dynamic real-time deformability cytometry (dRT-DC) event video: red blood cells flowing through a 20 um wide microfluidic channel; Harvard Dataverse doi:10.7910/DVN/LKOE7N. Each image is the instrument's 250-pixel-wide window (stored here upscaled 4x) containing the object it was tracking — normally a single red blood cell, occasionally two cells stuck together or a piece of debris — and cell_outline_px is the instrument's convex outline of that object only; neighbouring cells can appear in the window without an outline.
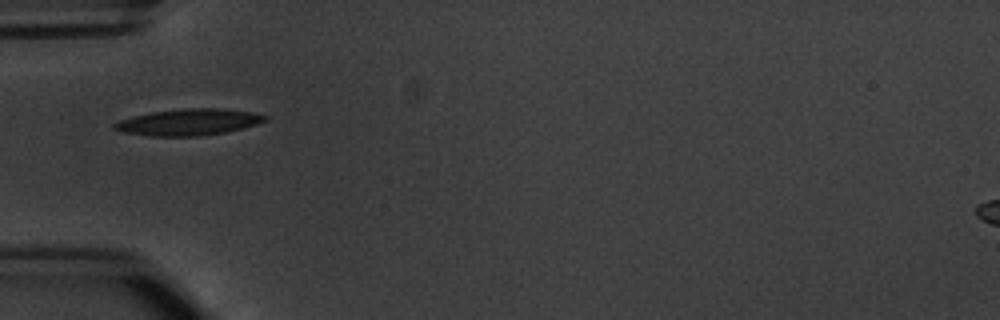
{"species": "common noctule bat (a hibernating species)", "species_latin": "Nyctalus noctula", "temperature_condition": "warm", "stored_images_in_passage": 7, "camera_frame_rate_fps": 3000, "um_per_image_px": 0.085, "animal": {"sex": "male", "body_mass_g": 20.1, "forearm_length_mm": 53.5}, "frame": {"image": 1, "passage_image": 1, "time_ms": 0.0, "image_size_px": [1000, 320], "cell_outline_px": [[268, 120], [244, 128], [224, 132], [200, 136], [152, 136], [120, 132], [112, 128], [112, 124], [120, 120], [132, 116], [152, 112], [184, 108], [224, 108], [252, 112], [268, 116]], "centroid_in_image_um": [16.02, 10.38], "position_along_channel_um": 69.0, "area_um2": 23.35}}
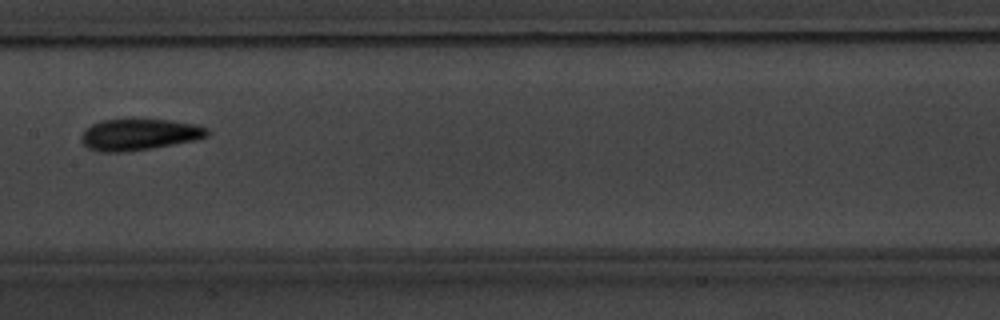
{"frame": {"image": 2, "passage_image": 4, "time_ms": 3.333, "image_size_px": [1000, 320], "cell_outline_px": [[208, 136], [196, 140], [124, 152], [100, 152], [88, 148], [80, 140], [80, 136], [92, 124], [100, 120], [132, 116], [168, 120], [196, 124], [208, 128]], "centroid_in_image_um": [11.8, 11.38], "position_along_channel_um": 195.6, "area_um2": 23.7}}
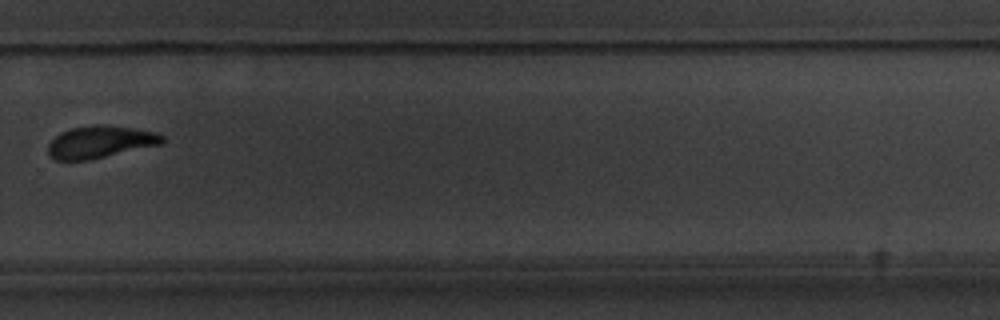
{"frame": {"image": 3, "passage_image": 7, "time_ms": 6.667, "image_size_px": [1000, 320], "cell_outline_px": [[164, 140], [160, 144], [88, 160], [56, 160], [48, 156], [48, 144], [60, 132], [72, 128], [104, 124], [132, 128], [156, 132], [164, 136]], "centroid_in_image_um": [8.49, 12.06], "position_along_channel_um": 321.3, "area_um2": 21.15}}